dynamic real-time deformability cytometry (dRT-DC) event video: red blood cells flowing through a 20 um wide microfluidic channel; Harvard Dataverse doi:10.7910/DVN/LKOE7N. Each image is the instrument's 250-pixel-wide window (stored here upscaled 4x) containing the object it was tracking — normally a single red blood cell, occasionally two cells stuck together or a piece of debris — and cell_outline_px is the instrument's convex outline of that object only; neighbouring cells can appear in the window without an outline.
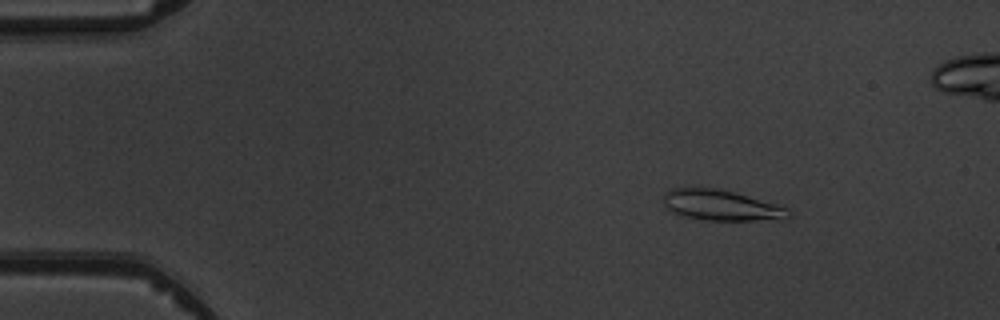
{"species": "common noctule bat (a hibernating species)", "species_latin": "Nyctalus noctula", "temperature_condition": "warm", "stored_images_in_passage": 6, "camera_frame_rate_fps": 3000, "um_per_image_px": 0.085, "animal": {"sex": "male", "body_mass_g": 19.5, "forearm_length_mm": 54.6}, "frame": {"image": 1, "passage_image": 3, "time_ms": 2.333, "image_size_px": [1000, 320], "cell_outline_px": [[792, 216], [784, 220], [708, 220], [676, 216], [664, 204], [664, 196], [672, 188], [720, 188], [776, 204], [788, 208], [792, 212]], "centroid_in_image_um": [61.35, 17.47], "position_along_channel_um": 23.7, "area_um2": 22.48}}